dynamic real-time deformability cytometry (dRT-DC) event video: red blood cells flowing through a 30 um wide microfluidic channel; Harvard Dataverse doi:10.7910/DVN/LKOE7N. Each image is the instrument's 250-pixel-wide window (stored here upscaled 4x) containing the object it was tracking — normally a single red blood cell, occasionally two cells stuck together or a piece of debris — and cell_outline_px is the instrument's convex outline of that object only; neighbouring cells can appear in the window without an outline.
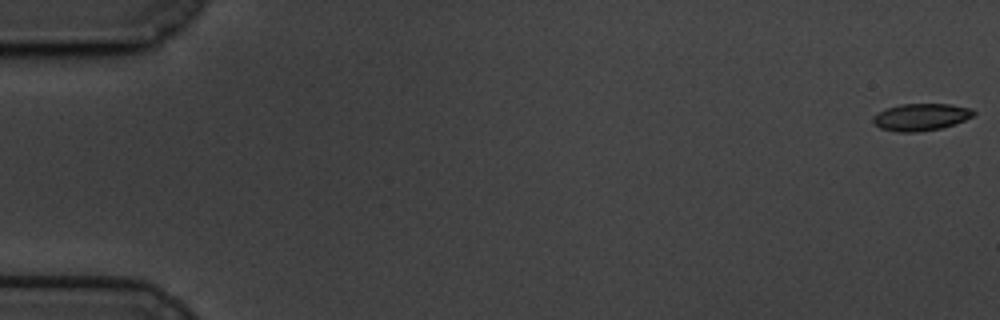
{"species": "common noctule bat (a hibernating species)", "species_latin": "Nyctalus noctula", "temperature_condition": "cold", "stored_images_in_passage": 60, "camera_frame_rate_fps": 3000, "um_per_image_px": 0.085, "animal": {"sex": "male", "body_mass_g": 19.5, "forearm_length_mm": 54.6}, "frame": {"image": 1, "passage_image": 1, "time_ms": 0.0, "image_size_px": [1000, 320], "cell_outline_px": [[976, 112], [972, 116], [964, 120], [940, 128], [916, 132], [896, 132], [880, 128], [872, 124], [872, 116], [884, 108], [900, 104], [948, 104], [972, 108]], "centroid_in_image_um": [78.21, 9.94], "position_along_channel_um": 6.8, "area_um2": 15.95}}
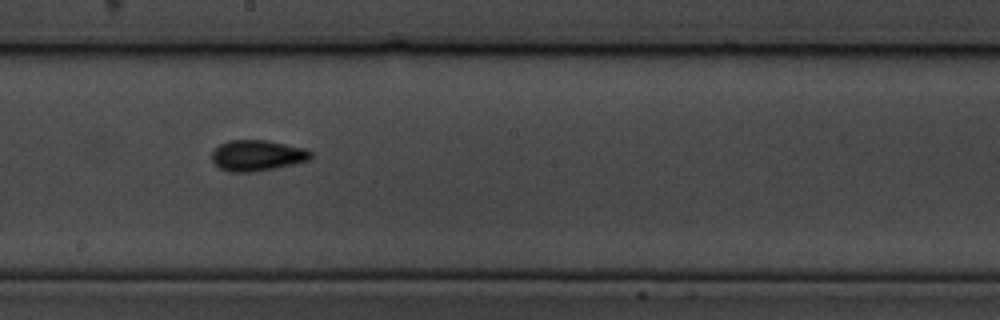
{"frame": {"image": 2, "passage_image": 34, "time_ms": 11.0, "image_size_px": [1000, 320], "cell_outline_px": [[312, 156], [308, 160], [276, 168], [252, 172], [228, 172], [220, 168], [212, 160], [212, 152], [220, 144], [228, 140], [268, 140], [304, 148], [312, 152]], "centroid_in_image_um": [21.85, 13.21], "position_along_channel_um": 226.3, "area_um2": 17.74}}
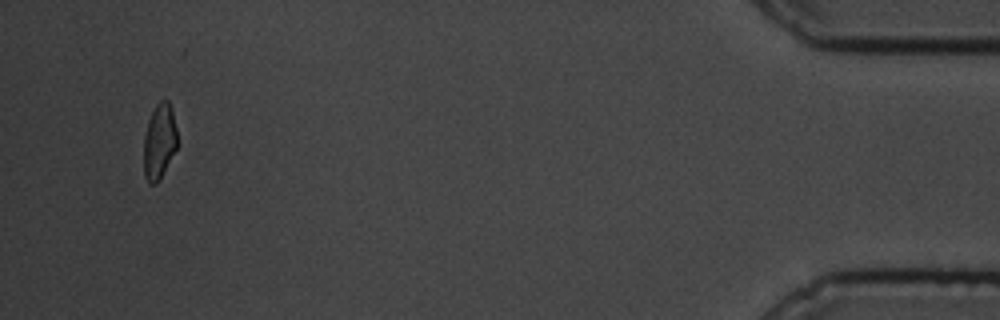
{"frame": {"image": 3, "passage_image": 58, "time_ms": 19.0, "image_size_px": [1000, 320], "cell_outline_px": [[176, 148], [160, 180], [156, 184], [148, 184], [144, 176], [144, 136], [148, 120], [156, 104], [160, 100], [168, 100], [172, 108], [176, 128]], "centroid_in_image_um": [13.53, 12.04], "position_along_channel_um": 421.7, "area_um2": 14.74}, "authors_computed_cell_mechanics": {"area_um2": 16.1262, "velocity_mm_per_s": 3.3833, "shape_relaxation_time_tau1_ms": 3.7102, "shape_relaxation_time_tau2_ms": 6.2568, "deformation_change_tau1": 0.1125, "deformation_change_tau2": 0.0973}}